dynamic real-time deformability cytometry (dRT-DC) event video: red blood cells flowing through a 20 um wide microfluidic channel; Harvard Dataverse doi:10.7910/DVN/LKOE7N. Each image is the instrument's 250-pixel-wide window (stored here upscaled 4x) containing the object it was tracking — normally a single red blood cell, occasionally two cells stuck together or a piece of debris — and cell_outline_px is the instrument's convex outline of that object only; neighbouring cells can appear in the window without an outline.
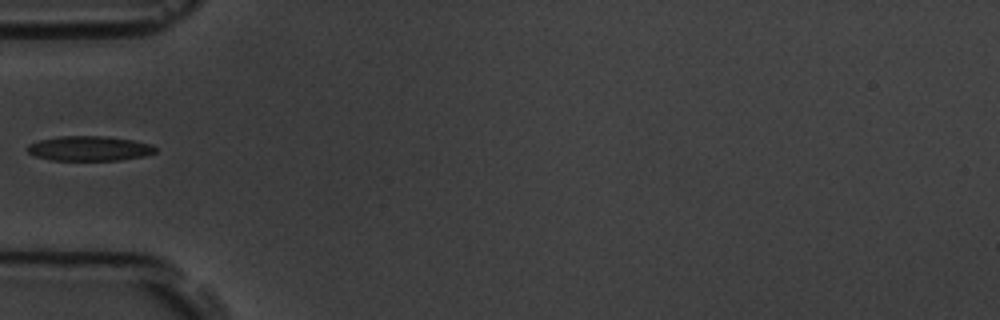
{"species": "common noctule bat (a hibernating species)", "species_latin": "Nyctalus noctula", "temperature_condition": "room temperature", "stored_images_in_passage": 6, "camera_frame_rate_fps": 3000, "um_per_image_px": 0.085, "animal": {"sex": "male", "body_mass_g": 19.5, "forearm_length_mm": 54.6}, "frame": {"image": 1, "passage_image": 5, "time_ms": 4.667, "image_size_px": [1000, 320], "cell_outline_px": [[156, 152], [144, 156], [120, 160], [52, 160], [36, 156], [28, 152], [28, 144], [40, 140], [60, 136], [100, 136], [132, 140], [152, 144], [156, 148]], "centroid_in_image_um": [7.61, 12.62], "position_along_channel_um": 77.4, "area_um2": 18.32}}
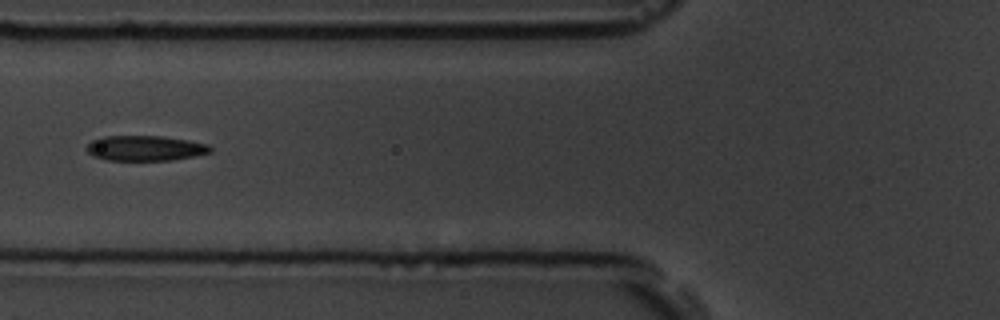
{"frame": {"image": 2, "passage_image": 6, "time_ms": 5.667, "image_size_px": [1000, 320], "cell_outline_px": [[212, 152], [172, 160], [108, 160], [92, 156], [84, 148], [92, 140], [104, 136], [160, 136], [188, 140], [208, 144], [212, 148]], "centroid_in_image_um": [12.32, 12.59], "position_along_channel_um": 113.5, "area_um2": 18.15}}